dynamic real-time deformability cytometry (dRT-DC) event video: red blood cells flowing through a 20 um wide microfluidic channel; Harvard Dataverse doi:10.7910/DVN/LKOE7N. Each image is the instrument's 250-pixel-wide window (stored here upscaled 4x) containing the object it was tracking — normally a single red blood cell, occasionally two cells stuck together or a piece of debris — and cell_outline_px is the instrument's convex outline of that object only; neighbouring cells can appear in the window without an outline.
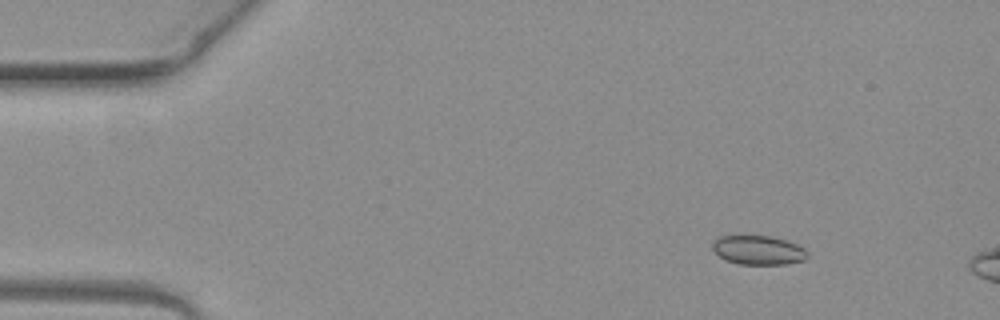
{"species": "common noctule bat (a hibernating species)", "species_latin": "Nyctalus noctula", "temperature_condition": "warm", "stored_images_in_passage": 3, "camera_frame_rate_fps": 3000, "um_per_image_px": 0.085, "animal": {"sex": "female", "body_mass_g": 19.3, "forearm_length_mm": 54.1}, "frame": {"image": 1, "passage_image": 1, "time_ms": 0.0, "image_size_px": [1000, 320], "cell_outline_px": [[808, 256], [804, 260], [784, 264], [740, 264], [724, 260], [712, 248], [712, 240], [720, 236], [772, 236], [788, 240], [804, 248], [808, 252]], "centroid_in_image_um": [64.46, 21.25], "position_along_channel_um": 20.5, "area_um2": 16.18}}